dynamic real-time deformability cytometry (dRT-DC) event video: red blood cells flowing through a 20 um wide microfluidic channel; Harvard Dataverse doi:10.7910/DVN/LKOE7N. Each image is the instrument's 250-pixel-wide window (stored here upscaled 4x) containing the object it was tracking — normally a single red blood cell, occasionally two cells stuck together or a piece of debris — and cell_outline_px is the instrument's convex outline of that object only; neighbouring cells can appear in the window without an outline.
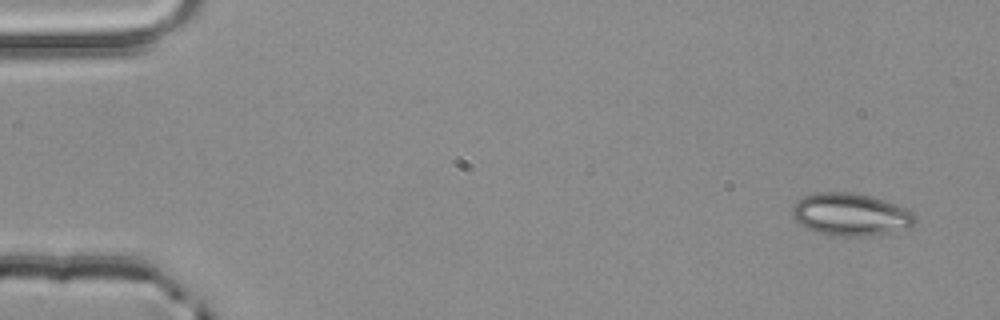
{"species": "common noctule bat (a hibernating species)", "species_latin": "Nyctalus noctula", "temperature_condition": "room temperature", "stored_images_in_passage": 3, "camera_frame_rate_fps": 3000, "um_per_image_px": 0.085, "animal": {"sex": "male", "body_mass_g": 20.4}, "frame": {"image": 1, "passage_image": 1, "time_ms": 0.0, "image_size_px": [1000, 320], "cell_outline_px": [[916, 220], [912, 228], [872, 236], [844, 236], [816, 232], [800, 224], [792, 216], [792, 204], [804, 196], [820, 192], [852, 192], [872, 196], [884, 200], [904, 208], [912, 212], [916, 216]], "centroid_in_image_um": [72.32, 18.23], "position_along_channel_um": 12.7, "area_um2": 30.52}}